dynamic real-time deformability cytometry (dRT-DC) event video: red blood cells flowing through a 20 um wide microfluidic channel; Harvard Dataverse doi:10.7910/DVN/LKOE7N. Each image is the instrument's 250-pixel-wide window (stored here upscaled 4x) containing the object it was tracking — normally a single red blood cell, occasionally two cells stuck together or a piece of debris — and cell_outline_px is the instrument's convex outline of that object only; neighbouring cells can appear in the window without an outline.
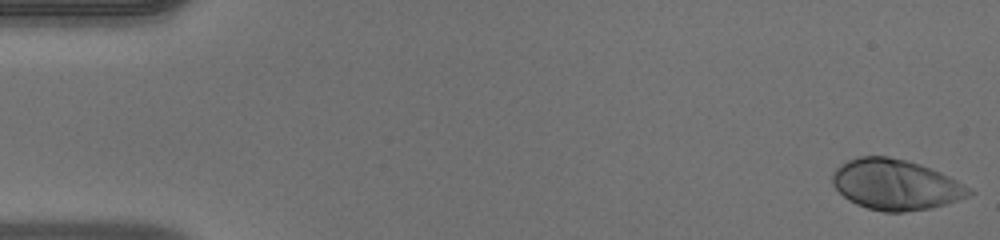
{"species": "human", "species_latin": "Homo sapiens", "temperature_condition": "warm", "stored_images_in_passage": 50, "camera_frame_rate_fps": 3000, "um_per_image_px": 0.085, "donor": {"sex": "male"}, "frame": {"image": 1, "passage_image": 1, "time_ms": 0.0, "image_size_px": [1000, 240], "cell_outline_px": [[976, 192], [968, 196], [944, 204], [928, 208], [904, 212], [884, 212], [868, 208], [856, 204], [848, 200], [832, 184], [832, 172], [836, 168], [848, 160], [860, 156], [888, 156], [920, 164], [940, 172], [972, 188]], "centroid_in_image_um": [76.12, 15.69], "position_along_channel_um": 8.9, "area_um2": 40.0}}
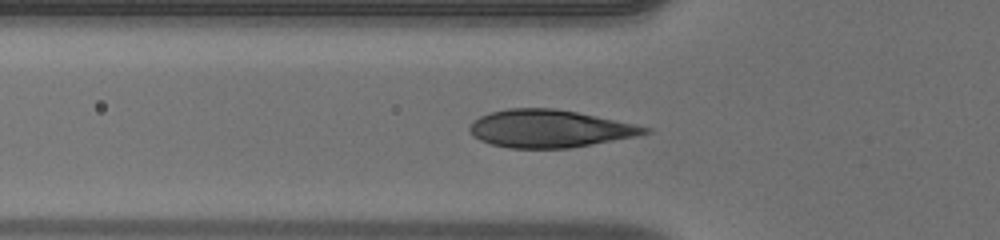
{"frame": {"image": 2, "passage_image": 17, "time_ms": 5.333, "image_size_px": [1000, 240], "cell_outline_px": [[652, 132], [636, 136], [592, 144], [568, 148], [508, 148], [492, 144], [480, 140], [468, 128], [480, 116], [492, 112], [508, 108], [552, 108], [576, 112], [636, 124], [652, 128]], "centroid_in_image_um": [46.75, 10.93], "position_along_channel_um": 79.0, "area_um2": 37.97}}
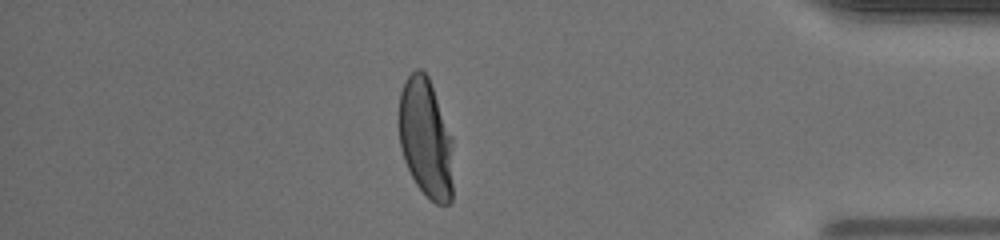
{"frame": {"image": 3, "passage_image": 43, "time_ms": 14.0, "image_size_px": [1000, 240], "cell_outline_px": [[452, 200], [448, 204], [436, 204], [416, 184], [404, 160], [400, 148], [400, 92], [404, 80], [416, 68], [420, 68], [428, 76], [452, 136]], "centroid_in_image_um": [36.2, 11.74], "position_along_channel_um": 399.0, "area_um2": 37.51}, "authors_computed_cell_mechanics": {"area_um2": 38.9861, "velocity_mm_per_s": 4.0905, "shape_relaxation_time_tau1_ms": 3.0273, "shape_relaxation_time_tau2_ms": null, "deformation_change_tau1": 0.2055, "deformation_change_tau2": null}}